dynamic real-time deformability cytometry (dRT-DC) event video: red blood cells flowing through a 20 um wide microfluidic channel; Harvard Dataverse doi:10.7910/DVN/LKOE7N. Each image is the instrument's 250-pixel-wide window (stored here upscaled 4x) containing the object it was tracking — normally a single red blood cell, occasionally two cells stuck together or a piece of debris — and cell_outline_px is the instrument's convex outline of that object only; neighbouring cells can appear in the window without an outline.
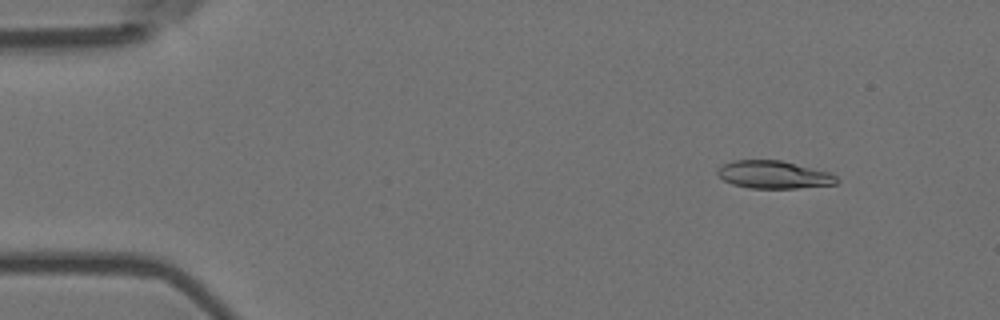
{"species": "Egyptian fruit bat (a non-hibernating species)", "species_latin": "Rousettus aegyptiacus", "temperature_condition": "room temperature", "stored_images_in_passage": 6, "camera_frame_rate_fps": 3000, "um_per_image_px": 0.085, "animal": {"sex": "female"}, "frame": {"image": 1, "passage_image": 2, "time_ms": 0.333, "image_size_px": [1000, 320], "cell_outline_px": [[840, 180], [836, 184], [796, 188], [748, 188], [732, 184], [724, 180], [716, 172], [716, 168], [732, 160], [780, 160], [832, 172]], "centroid_in_image_um": [65.78, 14.84], "position_along_channel_um": 19.2, "area_um2": 19.42}}